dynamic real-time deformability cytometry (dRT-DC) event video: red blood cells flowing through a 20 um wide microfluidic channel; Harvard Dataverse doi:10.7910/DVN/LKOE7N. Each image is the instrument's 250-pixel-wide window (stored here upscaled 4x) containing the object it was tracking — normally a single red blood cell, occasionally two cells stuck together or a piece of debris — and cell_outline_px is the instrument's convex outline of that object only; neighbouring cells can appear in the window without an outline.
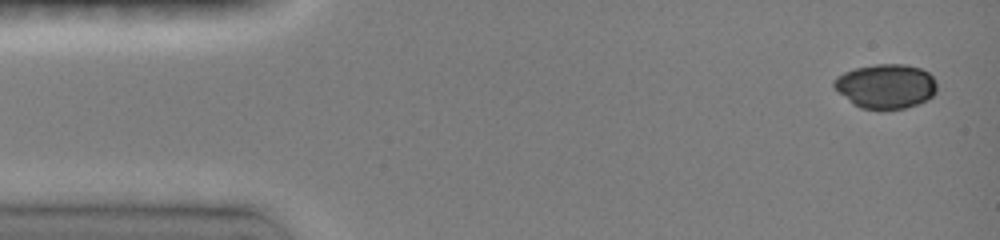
{"species": "common noctule bat (a hibernating species)", "species_latin": "Nyctalus noctula", "temperature_condition": "room temperature", "stored_images_in_passage": 23, "camera_frame_rate_fps": 3000, "um_per_image_px": 0.085, "animal": {"sex": "female", "body_mass_g": 19.0, "forearm_length_mm": 51.5}, "frame": {"image": 1, "passage_image": 1, "time_ms": 0.0, "image_size_px": [1000, 240], "cell_outline_px": [[936, 92], [928, 100], [904, 108], [884, 112], [880, 112], [860, 108], [852, 104], [832, 84], [832, 80], [836, 76], [844, 72], [856, 68], [876, 64], [904, 64], [920, 68], [928, 72], [936, 80]], "centroid_in_image_um": [75.29, 7.36], "position_along_channel_um": 9.7, "area_um2": 27.17}}
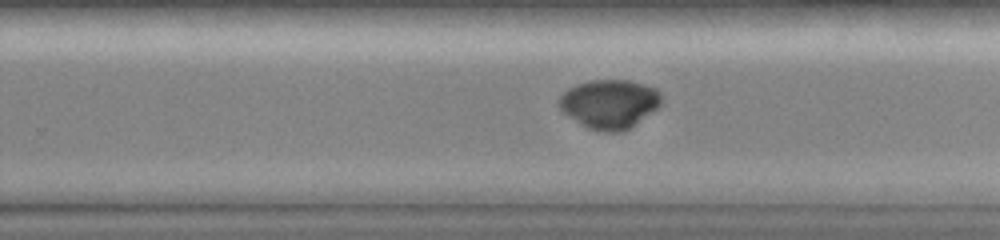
{"frame": {"image": 2, "passage_image": 17, "time_ms": 9.333, "image_size_px": [1000, 240], "cell_outline_px": [[664, 100], [656, 108], [628, 128], [620, 132], [608, 132], [588, 128], [580, 124], [564, 112], [560, 108], [560, 96], [568, 88], [576, 84], [592, 80], [628, 80], [656, 88], [660, 92]], "centroid_in_image_um": [51.81, 8.81], "position_along_channel_um": 278.0, "area_um2": 28.78}}
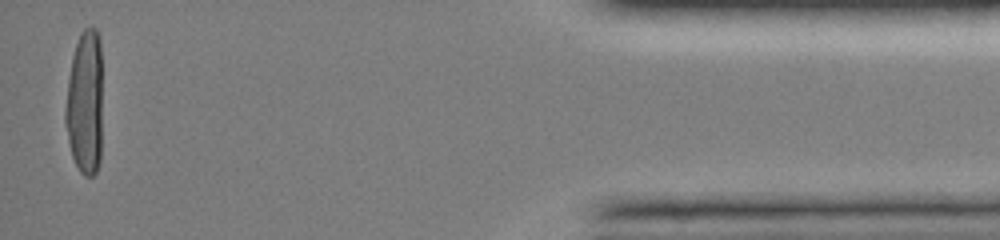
{"frame": {"image": 3, "passage_image": 23, "time_ms": 14.667, "image_size_px": [1000, 240], "cell_outline_px": [[100, 160], [96, 172], [92, 176], [84, 176], [80, 172], [72, 156], [64, 124], [64, 108], [68, 80], [72, 56], [80, 32], [84, 28], [96, 28], [100, 40]], "centroid_in_image_um": [7.18, 8.74], "position_along_channel_um": 428.0, "area_um2": 31.1}}